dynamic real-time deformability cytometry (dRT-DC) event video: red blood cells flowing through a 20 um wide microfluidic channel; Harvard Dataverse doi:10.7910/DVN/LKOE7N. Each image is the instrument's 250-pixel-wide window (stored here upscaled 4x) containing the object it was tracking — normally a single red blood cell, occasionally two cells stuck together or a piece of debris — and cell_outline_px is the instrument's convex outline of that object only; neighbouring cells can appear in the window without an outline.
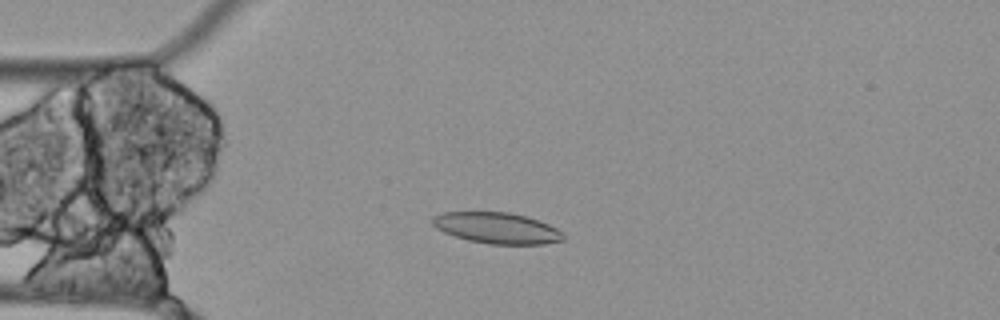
{"species": "Egyptian fruit bat (a non-hibernating species)", "species_latin": "Rousettus aegyptiacus", "temperature_condition": "cold", "stored_images_in_passage": 56, "camera_frame_rate_fps": 3000, "um_per_image_px": 0.085, "animal": {"sex": "female"}, "frame": {"image": 1, "passage_image": 14, "time_ms": 4.333, "image_size_px": [1000, 320], "cell_outline_px": [[564, 240], [544, 244], [488, 244], [468, 240], [444, 232], [436, 228], [432, 224], [432, 216], [444, 212], [508, 212], [524, 216], [548, 224], [564, 232]], "centroid_in_image_um": [42.23, 19.38], "position_along_channel_um": 42.8, "area_um2": 23.58}}
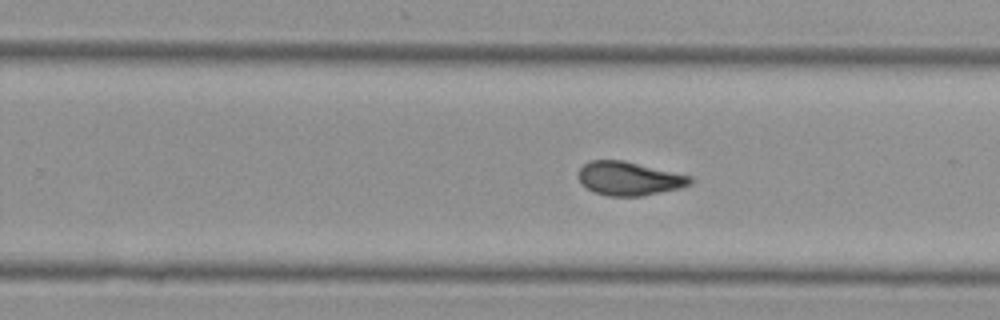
{"frame": {"image": 2, "passage_image": 35, "time_ms": 11.333, "image_size_px": [1000, 320], "cell_outline_px": [[692, 184], [680, 188], [640, 196], [608, 196], [592, 192], [580, 180], [580, 168], [584, 164], [592, 160], [624, 160], [692, 176]], "centroid_in_image_um": [53.51, 15.17], "position_along_channel_um": 276.3, "area_um2": 21.79}}
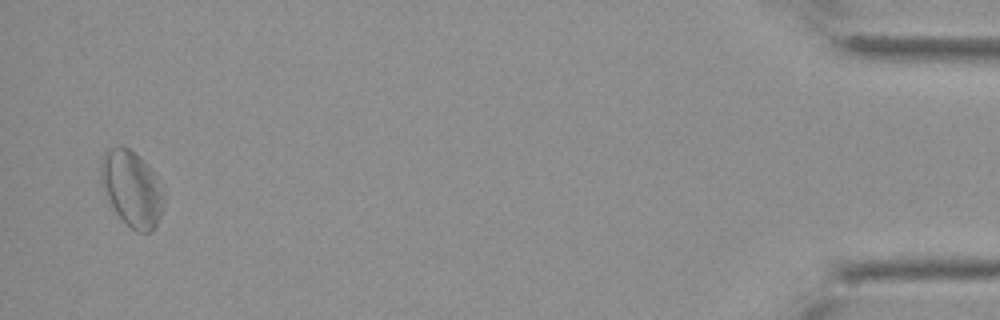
{"frame": {"image": 3, "passage_image": 55, "time_ms": 18.0, "image_size_px": [1000, 320], "cell_outline_px": [[164, 200], [160, 216], [152, 232], [136, 232], [116, 212], [104, 196], [100, 180], [100, 156], [108, 148], [120, 144], [128, 148], [144, 160], [148, 164], [152, 172]], "centroid_in_image_um": [11.12, 15.99], "position_along_channel_um": 424.1, "area_um2": 27.63}, "authors_computed_cell_mechanics": {"area_um2": 23.0333, "velocity_mm_per_s": 3.4702, "shape_relaxation_time_tau1_ms": null, "shape_relaxation_time_tau2_ms": 7.2231, "deformation_change_tau1": null, "deformation_change_tau2": 0.0887}}